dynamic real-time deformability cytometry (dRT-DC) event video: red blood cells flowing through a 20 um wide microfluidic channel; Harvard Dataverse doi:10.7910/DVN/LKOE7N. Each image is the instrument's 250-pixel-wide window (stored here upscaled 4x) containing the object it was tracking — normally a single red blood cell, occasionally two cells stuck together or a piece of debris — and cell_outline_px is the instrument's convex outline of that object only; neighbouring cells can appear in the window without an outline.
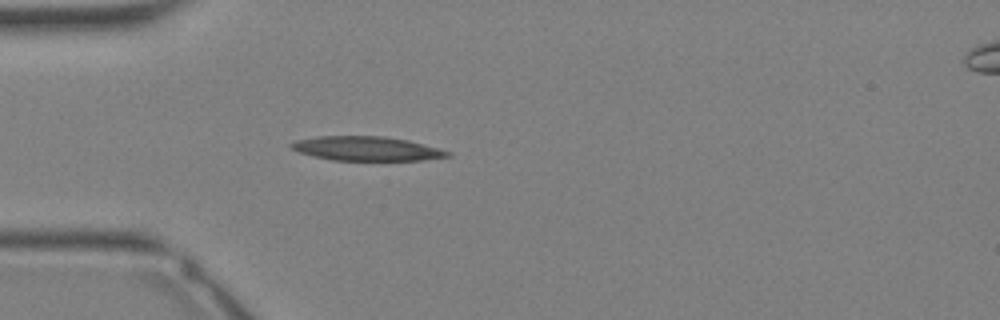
{"species": "Egyptian fruit bat (a non-hibernating species)", "species_latin": "Rousettus aegyptiacus", "temperature_condition": "warm", "stored_images_in_passage": 33, "camera_frame_rate_fps": 3000, "um_per_image_px": 0.085, "animal": {"sex": "female"}, "frame": {"image": 1, "passage_image": 9, "time_ms": 2.667, "image_size_px": [1000, 320], "cell_outline_px": [[452, 156], [424, 160], [332, 160], [312, 156], [300, 152], [292, 148], [288, 144], [296, 140], [316, 136], [384, 136], [408, 140], [452, 152]], "centroid_in_image_um": [31.16, 12.63], "position_along_channel_um": 53.8, "area_um2": 22.08}}
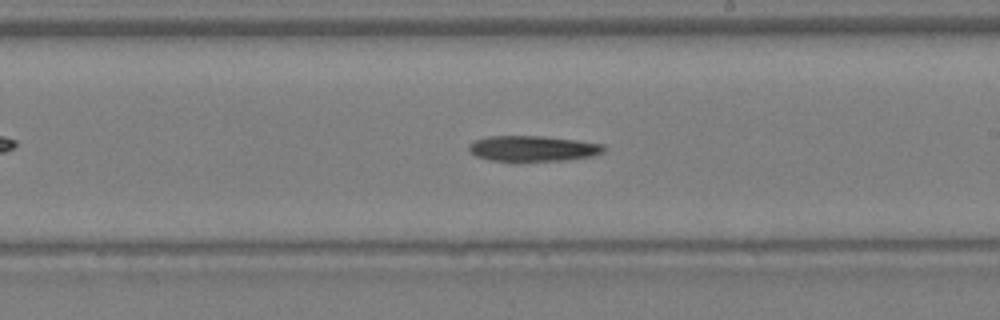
{"frame": {"image": 2, "passage_image": 19, "time_ms": 6.0, "image_size_px": [1000, 320], "cell_outline_px": [[604, 152], [592, 156], [560, 160], [520, 164], [492, 160], [476, 156], [468, 148], [468, 144], [472, 140], [488, 136], [544, 136], [576, 140], [604, 144]], "centroid_in_image_um": [45.24, 12.65], "position_along_channel_um": 243.8, "area_um2": 20.81}}
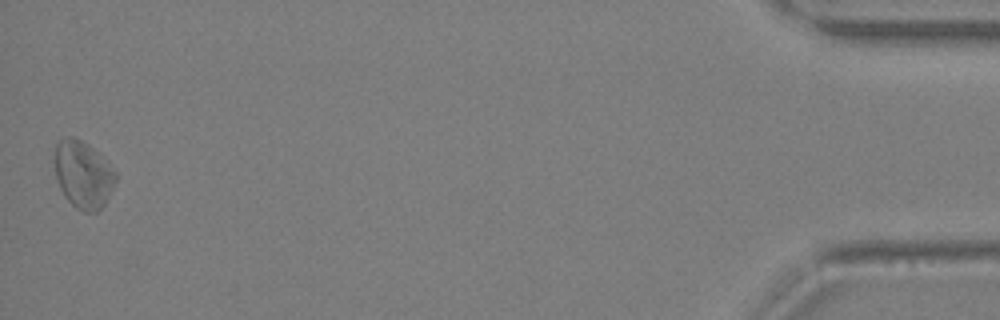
{"frame": {"image": 3, "passage_image": 33, "time_ms": 10.667, "image_size_px": [1000, 320], "cell_outline_px": [[116, 180], [104, 204], [96, 212], [84, 212], [76, 208], [64, 196], [60, 188], [56, 176], [56, 144], [60, 140], [68, 136], [76, 136], [88, 144], [116, 172]], "centroid_in_image_um": [7.06, 14.84], "position_along_channel_um": 428.1, "area_um2": 23.47}}